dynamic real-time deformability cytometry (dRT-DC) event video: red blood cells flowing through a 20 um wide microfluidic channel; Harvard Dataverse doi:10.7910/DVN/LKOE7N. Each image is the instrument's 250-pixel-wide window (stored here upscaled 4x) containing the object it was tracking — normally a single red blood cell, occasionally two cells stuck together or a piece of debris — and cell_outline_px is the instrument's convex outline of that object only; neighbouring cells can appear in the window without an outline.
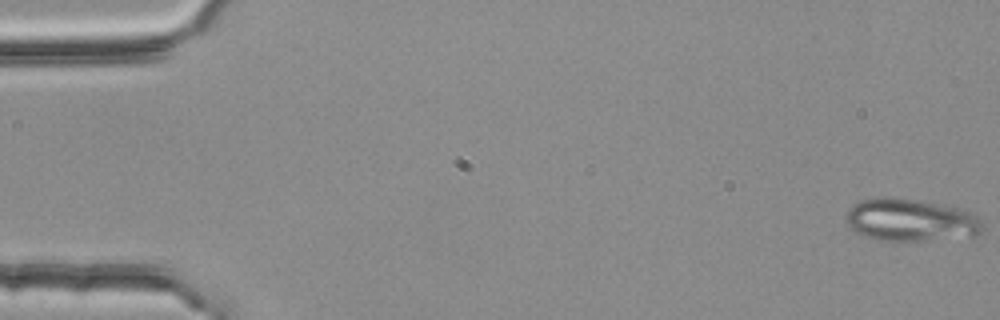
{"species": "common noctule bat (a hibernating species)", "species_latin": "Nyctalus noctula", "temperature_condition": "room temperature", "stored_images_in_passage": 54, "camera_frame_rate_fps": 3000, "um_per_image_px": 0.085, "animal": {"sex": "female", "body_mass_g": 25.1}, "frame": {"image": 1, "passage_image": 1, "time_ms": 0.0, "image_size_px": [1000, 320], "cell_outline_px": [[984, 232], [972, 236], [924, 240], [884, 240], [864, 236], [856, 232], [844, 220], [844, 216], [848, 208], [852, 204], [860, 200], [876, 196], [884, 196], [916, 200], [944, 204], [964, 208], [972, 212], [984, 224]], "centroid_in_image_um": [77.41, 18.67], "position_along_channel_um": 7.6, "area_um2": 34.28}}
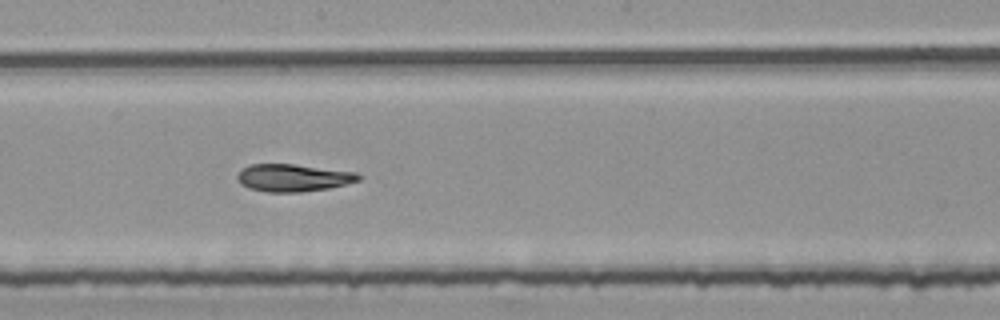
{"frame": {"image": 2, "passage_image": 30, "time_ms": 9.667, "image_size_px": [1000, 320], "cell_outline_px": [[360, 180], [348, 184], [328, 188], [300, 192], [268, 192], [248, 188], [240, 184], [236, 176], [248, 164], [292, 164], [356, 172], [360, 176]], "centroid_in_image_um": [24.91, 15.11], "position_along_channel_um": 223.3, "area_um2": 19.31}}
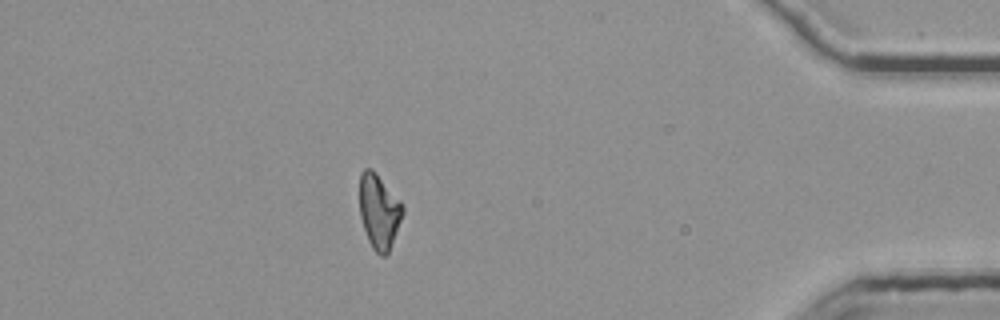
{"frame": {"image": 3, "passage_image": 48, "time_ms": 15.667, "image_size_px": [1000, 320], "cell_outline_px": [[404, 212], [388, 252], [384, 256], [380, 256], [372, 248], [368, 240], [360, 216], [360, 172], [364, 168], [372, 168], [376, 172], [404, 208]], "centroid_in_image_um": [32.19, 17.96], "position_along_channel_um": 403.0, "area_um2": 18.38}, "authors_computed_cell_mechanics": {"area_um2": 19.941, "velocity_mm_per_s": 3.8003, "shape_relaxation_time_tau1_ms": 8.8404, "shape_relaxation_time_tau2_ms": 5.5578, "deformation_change_tau1": 0.2199, "deformation_change_tau2": 0.1315}}